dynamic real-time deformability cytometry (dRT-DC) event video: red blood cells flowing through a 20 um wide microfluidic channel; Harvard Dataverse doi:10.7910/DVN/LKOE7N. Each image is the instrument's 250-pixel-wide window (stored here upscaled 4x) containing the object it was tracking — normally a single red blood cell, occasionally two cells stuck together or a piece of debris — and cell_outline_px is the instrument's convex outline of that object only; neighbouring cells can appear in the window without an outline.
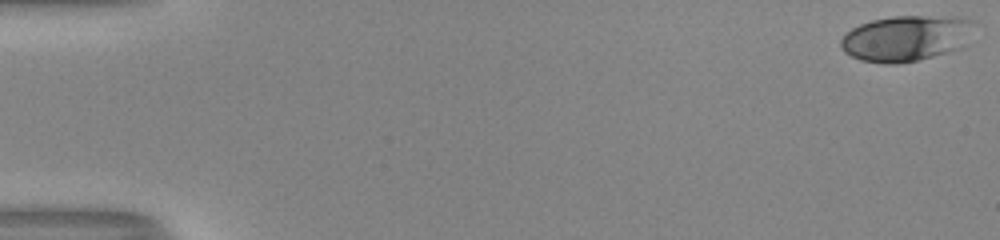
{"species": "human", "species_latin": "Homo sapiens", "temperature_condition": "room temperature", "stored_images_in_passage": 53, "camera_frame_rate_fps": 3000, "um_per_image_px": 0.085, "donor": {"sex": "male"}, "frame": {"image": 1, "passage_image": 1, "time_ms": 0.0, "image_size_px": [1000, 240], "cell_outline_px": [[972, 20], [968, 44], [960, 48], [932, 56], [916, 60], [896, 64], [884, 64], [860, 60], [844, 52], [840, 48], [840, 40], [852, 28], [860, 24], [872, 20], [892, 16], [960, 16]], "centroid_in_image_um": [77.0, 3.25], "position_along_channel_um": 8.0, "area_um2": 35.6}}
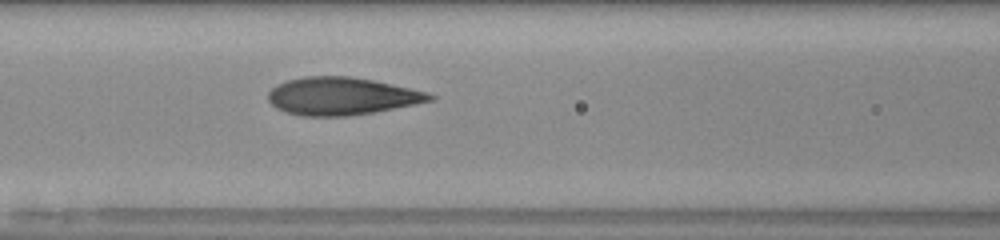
{"frame": {"image": 2, "passage_image": 24, "time_ms": 7.667, "image_size_px": [1000, 240], "cell_outline_px": [[436, 96], [432, 100], [416, 104], [372, 112], [348, 116], [300, 116], [276, 108], [268, 100], [268, 92], [276, 84], [288, 80], [304, 76], [348, 76], [372, 80], [428, 92]], "centroid_in_image_um": [29.01, 8.17], "position_along_channel_um": 137.6, "area_um2": 35.26}}
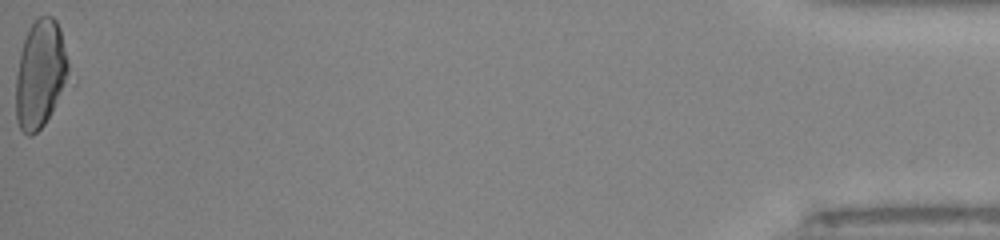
{"frame": {"image": 3, "passage_image": 53, "time_ms": 17.333, "image_size_px": [1000, 240], "cell_outline_px": [[76, 84], [44, 124], [32, 136], [28, 136], [20, 128], [16, 120], [16, 76], [20, 52], [28, 28], [36, 16], [52, 16], [56, 20], [60, 28], [76, 80]], "centroid_in_image_um": [3.57, 6.33], "position_along_channel_um": 431.6, "area_um2": 35.72}, "authors_computed_cell_mechanics": {"area_um2": 34.6222, "velocity_mm_per_s": 4.0857, "shape_relaxation_time_tau1_ms": 7.1787, "shape_relaxation_time_tau2_ms": 0.8625, "deformation_change_tau1": 0.2438, "deformation_change_tau2": 0.0731}}